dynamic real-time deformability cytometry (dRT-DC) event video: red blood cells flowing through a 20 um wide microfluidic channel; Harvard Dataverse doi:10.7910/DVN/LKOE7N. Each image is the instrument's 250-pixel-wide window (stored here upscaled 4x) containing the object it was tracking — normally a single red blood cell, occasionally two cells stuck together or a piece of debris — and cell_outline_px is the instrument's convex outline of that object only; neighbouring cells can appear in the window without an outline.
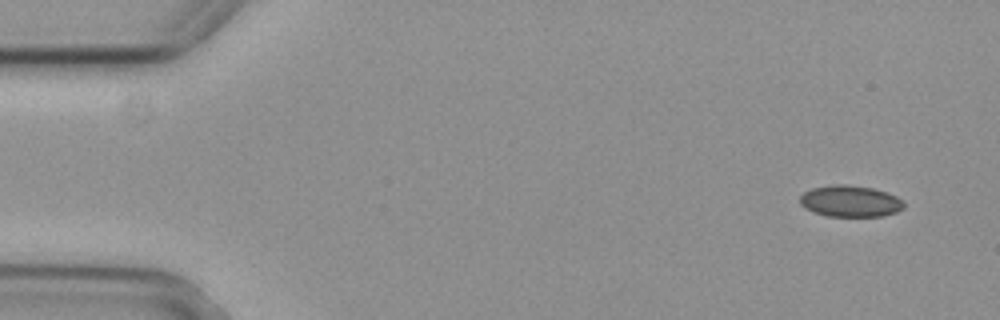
{"species": "common noctule bat (a hibernating species)", "species_latin": "Nyctalus noctula", "temperature_condition": "cold", "stored_images_in_passage": 4, "camera_frame_rate_fps": 3000, "um_per_image_px": 0.085, "animal": {"sex": "female", "body_mass_g": 29.2, "forearm_length_mm": 56.3}, "frame": {"image": 1, "passage_image": 1, "time_ms": 0.0, "image_size_px": [1000, 320], "cell_outline_px": [[904, 208], [896, 212], [880, 216], [828, 216], [812, 212], [804, 208], [800, 204], [800, 196], [804, 192], [812, 188], [832, 184], [844, 184], [872, 188], [896, 196], [904, 204]], "centroid_in_image_um": [72.22, 17.1], "position_along_channel_um": 12.8, "area_um2": 18.96}}
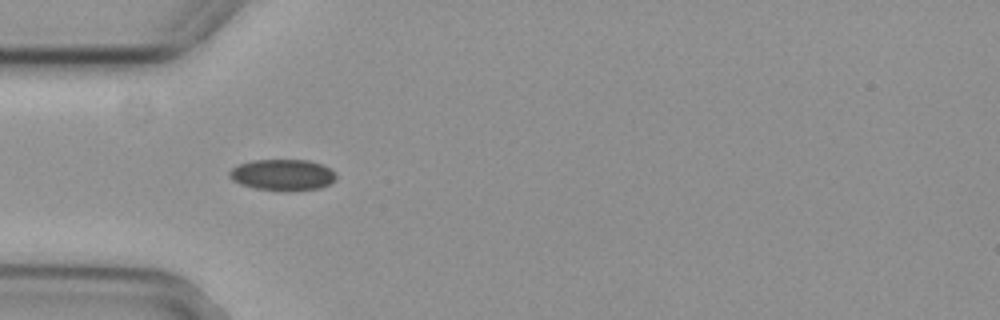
{"frame": {"image": 2, "passage_image": 4, "time_ms": 1.0, "image_size_px": [1000, 320], "cell_outline_px": [[336, 180], [320, 188], [288, 192], [284, 192], [252, 188], [240, 184], [232, 180], [228, 176], [228, 172], [232, 168], [240, 164], [252, 160], [308, 160], [320, 164], [336, 172]], "centroid_in_image_um": [24.0, 14.88], "position_along_channel_um": 61.0, "area_um2": 19.71}}